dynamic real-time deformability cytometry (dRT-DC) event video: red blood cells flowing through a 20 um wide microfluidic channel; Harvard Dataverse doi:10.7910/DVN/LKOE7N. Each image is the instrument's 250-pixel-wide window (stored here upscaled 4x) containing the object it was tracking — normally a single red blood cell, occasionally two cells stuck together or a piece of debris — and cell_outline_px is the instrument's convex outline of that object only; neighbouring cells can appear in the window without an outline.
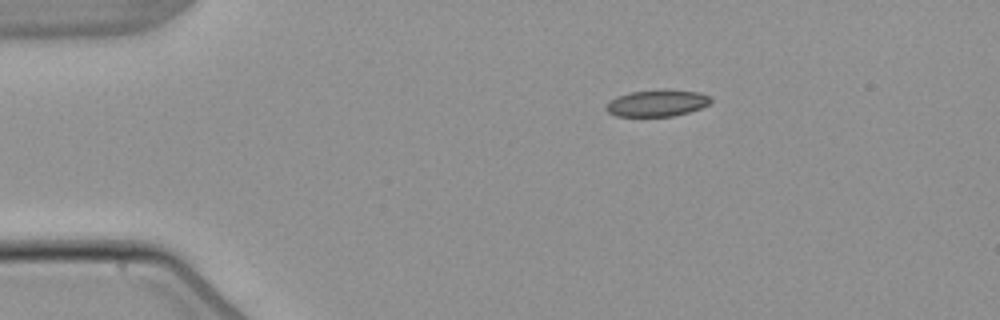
{"species": "common noctule bat (a hibernating species)", "species_latin": "Nyctalus noctula", "temperature_condition": "warm", "stored_images_in_passage": 4, "camera_frame_rate_fps": 3000, "um_per_image_px": 0.085, "animal": {"sex": "male", "body_mass_g": 21.5, "forearm_length_mm": 52.0}, "frame": {"image": 1, "passage_image": 1, "time_ms": 0.0, "image_size_px": [1000, 320], "cell_outline_px": [[712, 100], [708, 104], [700, 108], [688, 112], [672, 116], [616, 116], [608, 112], [604, 108], [616, 96], [628, 92], [700, 92], [708, 96]], "centroid_in_image_um": [55.8, 8.81], "position_along_channel_um": 29.2, "area_um2": 15.37}}
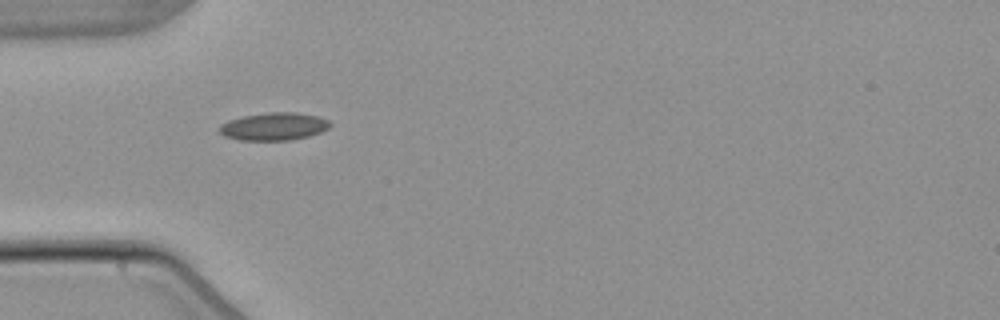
{"frame": {"image": 2, "passage_image": 3, "time_ms": 2.333, "image_size_px": [1000, 320], "cell_outline_px": [[332, 124], [328, 128], [320, 132], [308, 136], [288, 140], [240, 140], [224, 136], [220, 132], [220, 124], [228, 120], [244, 116], [268, 112], [296, 112], [316, 116], [328, 120]], "centroid_in_image_um": [23.27, 10.74], "position_along_channel_um": 61.7, "area_um2": 17.74}}